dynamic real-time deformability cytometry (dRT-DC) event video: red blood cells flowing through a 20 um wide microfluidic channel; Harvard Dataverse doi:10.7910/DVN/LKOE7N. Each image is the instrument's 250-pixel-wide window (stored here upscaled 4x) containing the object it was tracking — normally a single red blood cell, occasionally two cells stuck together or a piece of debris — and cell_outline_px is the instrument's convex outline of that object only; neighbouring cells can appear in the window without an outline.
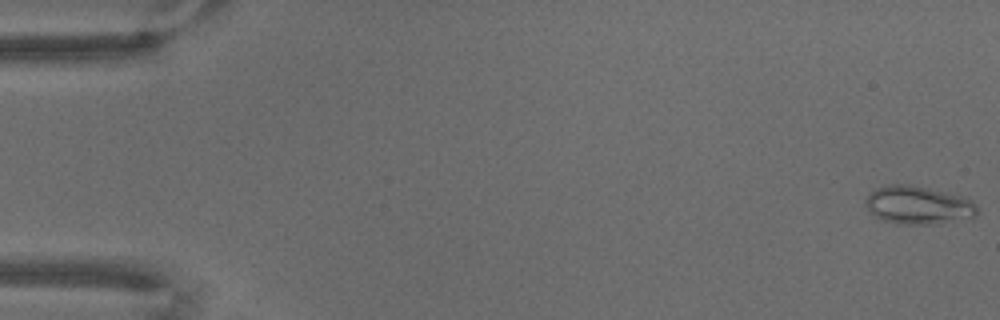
{"species": "common noctule bat (a hibernating species)", "species_latin": "Nyctalus noctula", "temperature_condition": "warm", "stored_images_in_passage": 71, "camera_frame_rate_fps": 3000, "um_per_image_px": 0.085, "animal": {"sex": "male", "body_mass_g": 18.8}, "frame": {"image": 1, "passage_image": 1, "time_ms": 0.0, "image_size_px": [1000, 320], "cell_outline_px": [[976, 216], [972, 220], [940, 224], [896, 224], [884, 220], [876, 216], [868, 208], [864, 200], [868, 192], [876, 188], [892, 184], [908, 184], [928, 188], [964, 196], [972, 200], [976, 204]], "centroid_in_image_um": [78.11, 17.45], "position_along_channel_um": 6.9, "area_um2": 25.32}}
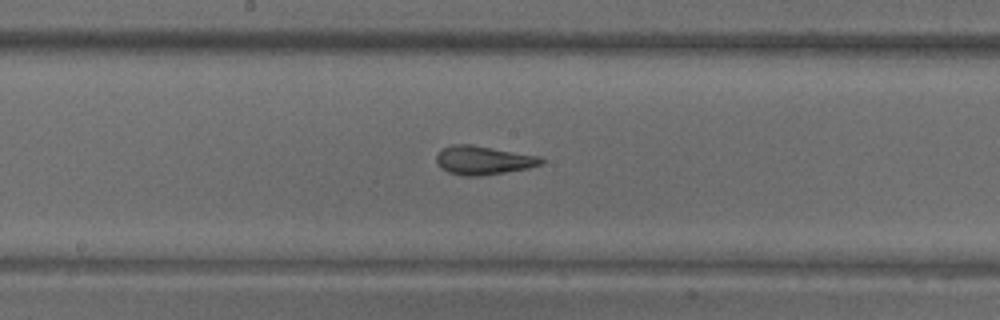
{"frame": {"image": 2, "passage_image": 38, "time_ms": 12.333, "image_size_px": [1000, 320], "cell_outline_px": [[544, 164], [528, 168], [480, 176], [464, 176], [448, 172], [440, 168], [436, 164], [436, 152], [452, 144], [472, 144], [540, 156], [544, 160]], "centroid_in_image_um": [41.06, 13.61], "position_along_channel_um": 207.1, "area_um2": 17.74}}
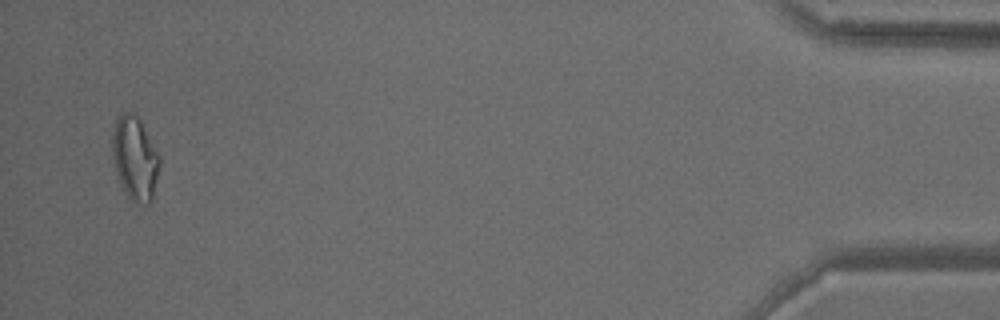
{"frame": {"image": 3, "passage_image": 69, "time_ms": 22.667, "image_size_px": [1000, 320], "cell_outline_px": [[160, 168], [152, 200], [148, 204], [140, 204], [132, 200], [128, 196], [120, 184], [116, 172], [112, 156], [112, 132], [116, 120], [124, 112], [132, 112], [140, 120], [160, 156]], "centroid_in_image_um": [11.47, 13.47], "position_along_channel_um": 423.7, "area_um2": 23.06}}